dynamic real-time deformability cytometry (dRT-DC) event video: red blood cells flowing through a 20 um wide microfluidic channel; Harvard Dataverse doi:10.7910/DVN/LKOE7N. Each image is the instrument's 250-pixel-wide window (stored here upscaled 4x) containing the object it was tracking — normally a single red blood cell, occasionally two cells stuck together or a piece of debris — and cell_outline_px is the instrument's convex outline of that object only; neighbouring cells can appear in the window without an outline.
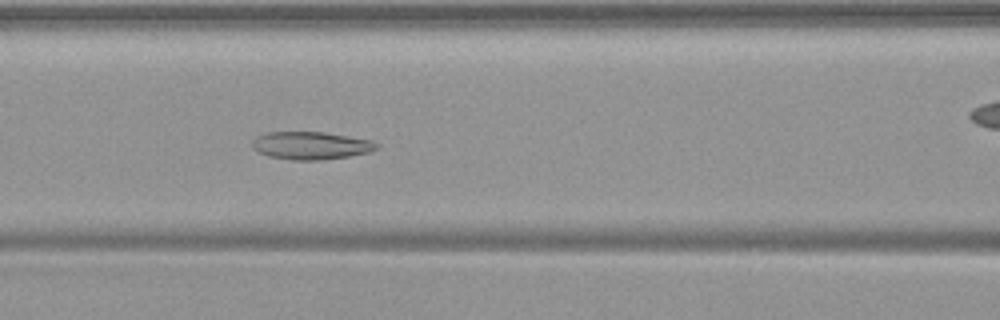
{"species": "common noctule bat (a hibernating species)", "species_latin": "Nyctalus noctula", "temperature_condition": "warm", "stored_images_in_passage": 42, "camera_frame_rate_fps": 3000, "um_per_image_px": 0.085, "animal": {"sex": "female", "body_mass_g": 19.9}, "frame": {"image": 1, "passage_image": 13, "time_ms": 4.0, "image_size_px": [1000, 320], "cell_outline_px": [[380, 148], [368, 152], [348, 156], [320, 160], [292, 160], [268, 156], [256, 152], [252, 148], [252, 140], [256, 136], [264, 132], [324, 132], [372, 140], [380, 144]], "centroid_in_image_um": [26.4, 12.37], "position_along_channel_um": 140.2, "area_um2": 20.35}}
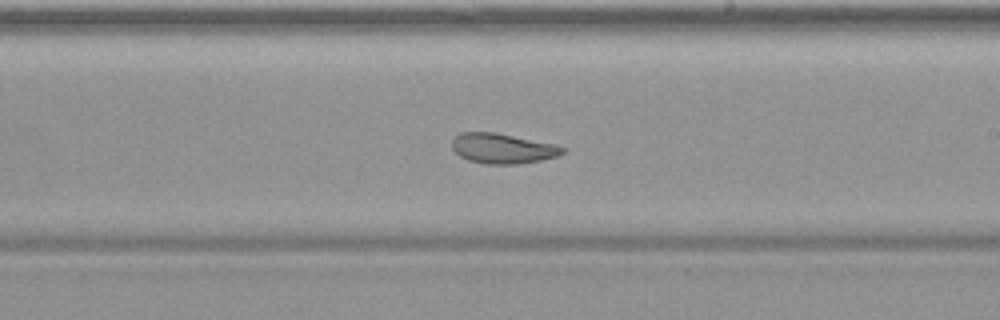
{"frame": {"image": 2, "passage_image": 21, "time_ms": 6.667, "image_size_px": [1000, 320], "cell_outline_px": [[564, 152], [556, 156], [540, 160], [516, 164], [484, 164], [468, 160], [460, 156], [452, 148], [452, 140], [460, 132], [496, 132], [556, 144], [564, 148]], "centroid_in_image_um": [42.7, 12.61], "position_along_channel_um": 246.3, "area_um2": 19.36}}
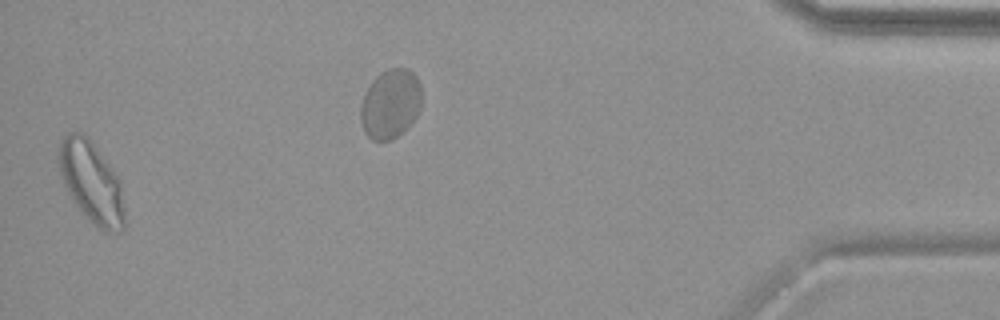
{"frame": {"image": 3, "passage_image": 41, "time_ms": 13.333, "image_size_px": [1000, 320], "cell_outline_px": [[124, 228], [120, 232], [104, 232], [92, 224], [76, 204], [68, 192], [60, 176], [56, 160], [56, 152], [60, 140], [68, 132], [80, 132], [88, 136], [120, 180], [124, 208]], "centroid_in_image_um": [7.73, 15.47], "position_along_channel_um": 427.5, "area_um2": 31.5}}